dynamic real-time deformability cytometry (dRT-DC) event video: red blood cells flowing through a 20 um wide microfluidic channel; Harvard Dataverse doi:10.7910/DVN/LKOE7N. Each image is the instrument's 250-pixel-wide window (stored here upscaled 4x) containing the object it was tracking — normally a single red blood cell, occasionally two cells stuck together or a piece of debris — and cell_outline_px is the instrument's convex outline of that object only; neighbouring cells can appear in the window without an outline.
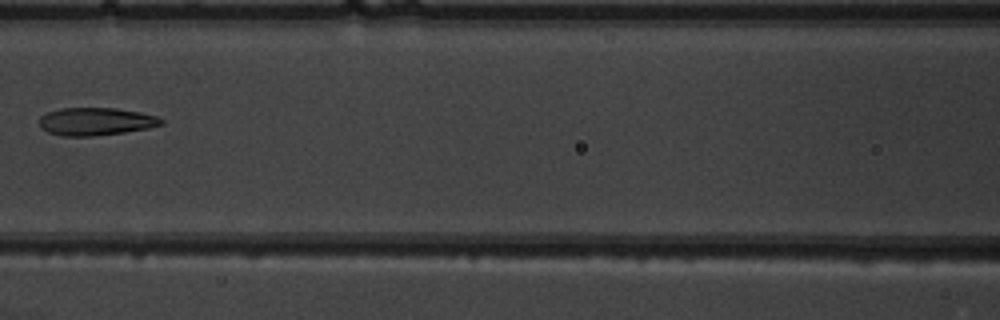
{"species": "common noctule bat (a hibernating species)", "species_latin": "Nyctalus noctula", "temperature_condition": "warm", "stored_images_in_passage": 8, "camera_frame_rate_fps": 3000, "um_per_image_px": 0.085, "animal": {"sex": "male", "body_mass_g": 19.5, "forearm_length_mm": 54.6}, "frame": {"image": 1, "passage_image": 7, "time_ms": 7.0, "image_size_px": [1000, 320], "cell_outline_px": [[164, 124], [148, 128], [124, 132], [92, 136], [64, 136], [48, 132], [40, 128], [40, 116], [48, 112], [60, 108], [116, 108], [140, 112], [156, 116], [164, 120]], "centroid_in_image_um": [8.15, 10.32], "position_along_channel_um": 158.5, "area_um2": 19.71}}
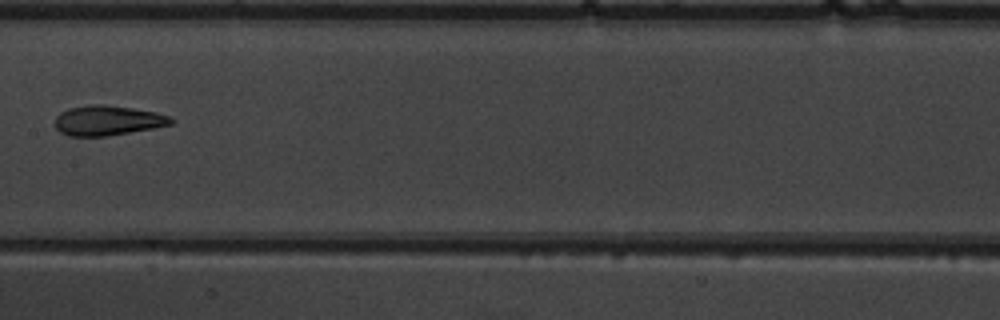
{"frame": {"image": 2, "passage_image": 8, "time_ms": 8.0, "image_size_px": [1000, 320], "cell_outline_px": [[176, 120], [172, 124], [152, 128], [108, 136], [68, 136], [60, 132], [56, 128], [56, 116], [60, 112], [68, 108], [88, 104], [104, 104], [132, 108], [156, 112], [172, 116]], "centroid_in_image_um": [9.16, 10.23], "position_along_channel_um": 198.2, "area_um2": 20.4}}